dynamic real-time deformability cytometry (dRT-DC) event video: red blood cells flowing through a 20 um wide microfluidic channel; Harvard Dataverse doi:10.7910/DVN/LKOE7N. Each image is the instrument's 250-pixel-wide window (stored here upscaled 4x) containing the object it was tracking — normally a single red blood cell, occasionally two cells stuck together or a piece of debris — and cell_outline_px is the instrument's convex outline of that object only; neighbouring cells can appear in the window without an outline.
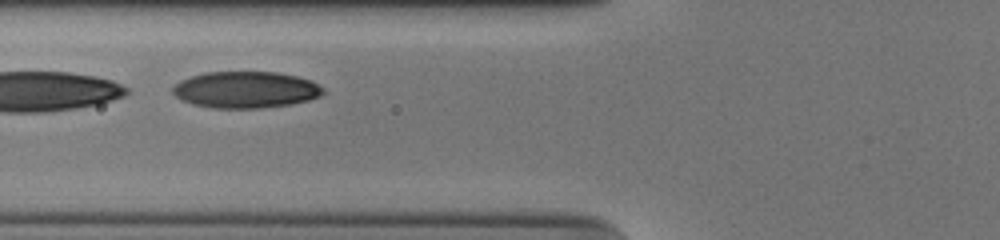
{"species": "human", "species_latin": "Homo sapiens", "temperature_condition": "cold", "stored_images_in_passage": 34, "segment_of_instrument_passage": [2, 2], "camera_frame_rate_fps": 3000, "um_per_image_px": 0.085, "donor": {"sex": "male"}, "frame": {"image": 1, "passage_image": 10, "time_ms": 3.0, "image_size_px": [1000, 240], "cell_outline_px": [[324, 92], [320, 96], [308, 100], [288, 104], [260, 108], [212, 108], [192, 104], [176, 96], [172, 92], [172, 88], [180, 80], [192, 76], [208, 72], [276, 72], [296, 76], [312, 80], [324, 88]], "centroid_in_image_um": [20.89, 7.62], "position_along_channel_um": 104.9, "area_um2": 31.91}}
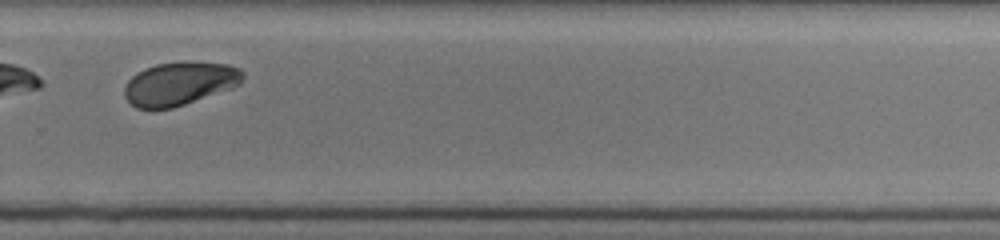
{"frame": {"image": 2, "passage_image": 27, "time_ms": 8.667, "image_size_px": [1000, 240], "cell_outline_px": [[244, 76], [240, 84], [232, 88], [172, 108], [136, 108], [124, 96], [124, 84], [136, 72], [144, 68], [156, 64], [188, 60], [228, 64], [240, 68], [244, 72]], "centroid_in_image_um": [15.28, 7.07], "position_along_channel_um": 314.5, "area_um2": 30.17}}
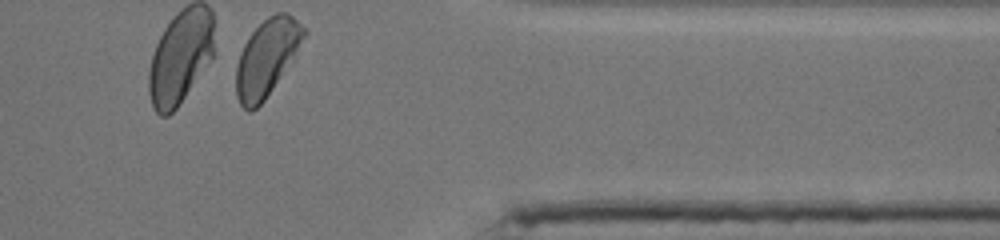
{"frame": {"image": 3, "passage_image": 34, "time_ms": 11.0, "image_size_px": [1000, 240], "cell_outline_px": [[308, 32], [272, 88], [264, 100], [252, 112], [248, 112], [240, 104], [236, 96], [236, 68], [240, 52], [244, 44], [252, 32], [268, 16], [276, 12], [284, 12], [292, 16], [308, 28]], "centroid_in_image_um": [22.66, 4.88], "position_along_channel_um": 388.7, "area_um2": 29.65}}